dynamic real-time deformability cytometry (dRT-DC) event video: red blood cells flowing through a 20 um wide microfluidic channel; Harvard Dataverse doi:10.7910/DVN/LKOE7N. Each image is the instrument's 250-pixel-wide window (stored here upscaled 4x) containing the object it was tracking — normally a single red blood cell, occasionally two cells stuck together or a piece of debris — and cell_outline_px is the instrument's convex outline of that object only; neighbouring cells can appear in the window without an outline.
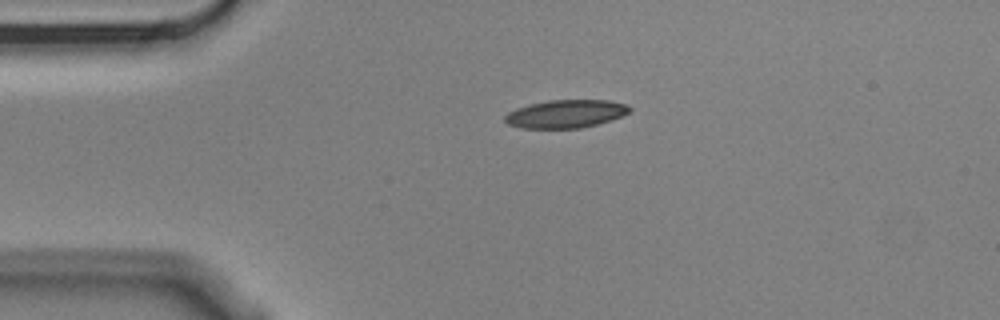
{"species": "Egyptian fruit bat (a non-hibernating species)", "species_latin": "Rousettus aegyptiacus", "temperature_condition": "cold", "stored_images_in_passage": 4, "camera_frame_rate_fps": 3000, "um_per_image_px": 0.085, "animal": {"sex": "male"}, "frame": {"image": 1, "passage_image": 1, "time_ms": 0.0, "image_size_px": [1000, 320], "cell_outline_px": [[632, 108], [628, 112], [620, 116], [596, 124], [580, 128], [520, 128], [508, 124], [504, 120], [504, 116], [508, 112], [516, 108], [548, 100], [608, 100], [628, 104]], "centroid_in_image_um": [48.07, 9.67], "position_along_channel_um": 36.9, "area_um2": 20.23}}
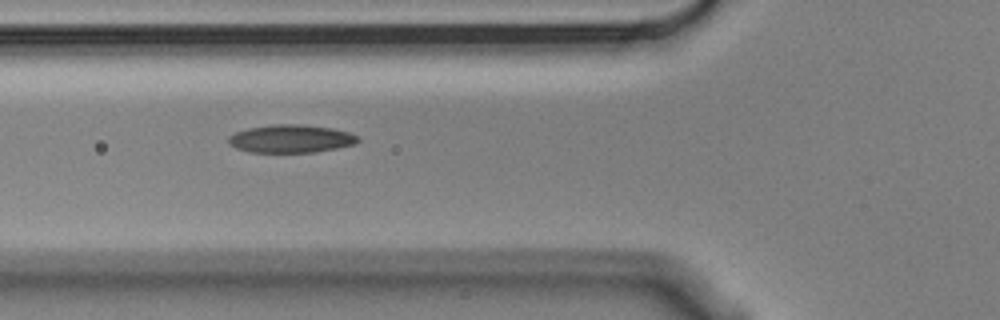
{"frame": {"image": 2, "passage_image": 3, "time_ms": 0.667, "image_size_px": [1000, 320], "cell_outline_px": [[360, 140], [356, 144], [316, 152], [248, 152], [236, 148], [228, 144], [228, 136], [236, 132], [248, 128], [276, 124], [296, 124], [332, 128], [348, 132], [356, 136]], "centroid_in_image_um": [24.7, 11.8], "position_along_channel_um": 101.1, "area_um2": 21.04}}
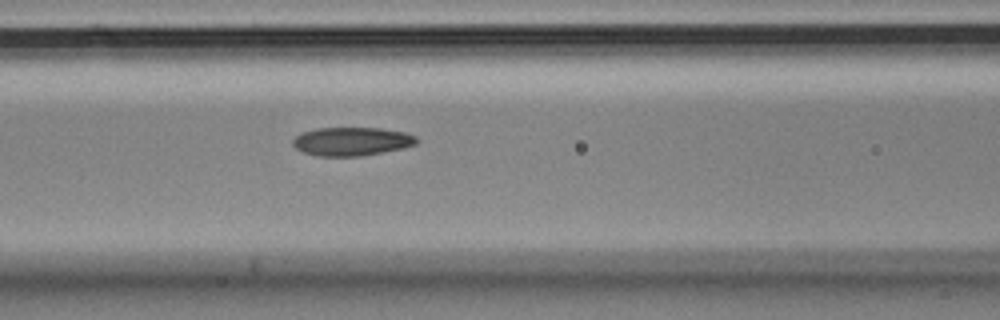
{"frame": {"image": 3, "passage_image": 4, "time_ms": 1.0, "image_size_px": [1000, 320], "cell_outline_px": [[420, 140], [416, 144], [404, 148], [360, 156], [320, 156], [304, 152], [296, 148], [292, 144], [292, 140], [300, 132], [316, 128], [380, 128], [404, 132], [416, 136]], "centroid_in_image_um": [29.9, 12.01], "position_along_channel_um": 136.7, "area_um2": 20.63}}